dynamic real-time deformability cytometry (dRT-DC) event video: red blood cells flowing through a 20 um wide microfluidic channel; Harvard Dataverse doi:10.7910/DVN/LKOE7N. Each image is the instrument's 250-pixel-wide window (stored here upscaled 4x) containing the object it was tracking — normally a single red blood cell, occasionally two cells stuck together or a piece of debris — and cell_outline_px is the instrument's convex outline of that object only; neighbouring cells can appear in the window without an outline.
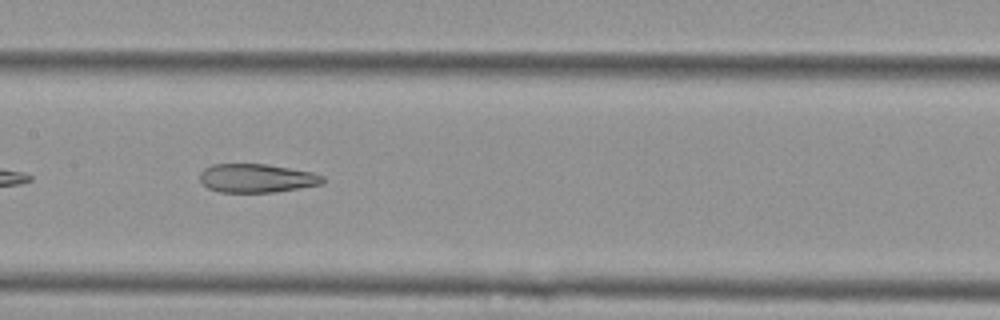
{"species": "Egyptian fruit bat (a non-hibernating species)", "species_latin": "Rousettus aegyptiacus", "temperature_condition": "cold", "stored_images_in_passage": 11, "camera_frame_rate_fps": 3000, "um_per_image_px": 0.085, "animal": {"sex": "female"}, "frame": {"image": 1, "passage_image": 4, "time_ms": 1.0, "image_size_px": [1000, 320], "cell_outline_px": [[324, 184], [276, 192], [220, 192], [208, 188], [200, 180], [200, 172], [204, 168], [212, 164], [268, 164], [312, 172], [324, 176]], "centroid_in_image_um": [21.84, 15.14], "position_along_channel_um": 185.6, "area_um2": 20.63}}
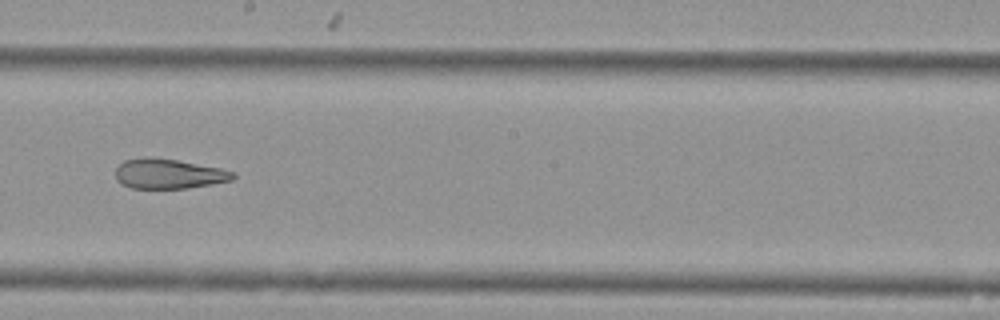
{"frame": {"image": 2, "passage_image": 5, "time_ms": 1.333, "image_size_px": [1000, 320], "cell_outline_px": [[236, 176], [232, 180], [212, 184], [188, 188], [132, 188], [120, 184], [116, 180], [116, 168], [124, 160], [144, 156], [176, 160], [220, 168], [232, 172]], "centroid_in_image_um": [14.29, 14.77], "position_along_channel_um": 233.9, "area_um2": 20.4}}